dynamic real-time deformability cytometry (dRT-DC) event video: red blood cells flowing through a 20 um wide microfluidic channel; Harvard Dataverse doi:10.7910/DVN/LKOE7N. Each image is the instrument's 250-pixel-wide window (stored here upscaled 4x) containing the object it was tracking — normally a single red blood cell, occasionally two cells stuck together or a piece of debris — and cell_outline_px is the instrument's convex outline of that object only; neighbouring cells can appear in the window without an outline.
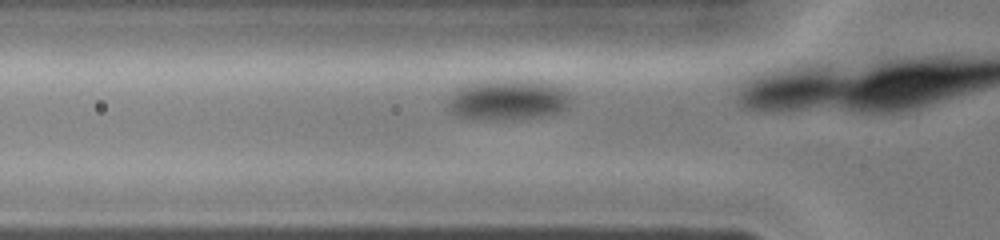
{"species": "common noctule bat (a hibernating species)", "species_latin": "Nyctalus noctula", "temperature_condition": "cold", "stored_images_in_passage": 16, "camera_frame_rate_fps": 3000, "um_per_image_px": 0.085, "animal": {"sex": "female", "body_mass_g": 19.0, "forearm_length_mm": 51.5}, "frame": {"image": 1, "passage_image": 5, "time_ms": 1.333, "image_size_px": [1000, 240], "cell_outline_px": [[568, 104], [560, 112], [552, 116], [520, 120], [476, 120], [456, 116], [448, 112], [448, 104], [456, 88], [464, 84], [484, 80], [536, 80], [548, 84], [564, 92], [568, 96]], "centroid_in_image_um": [43.08, 8.53], "position_along_channel_um": 82.7, "area_um2": 29.48}}